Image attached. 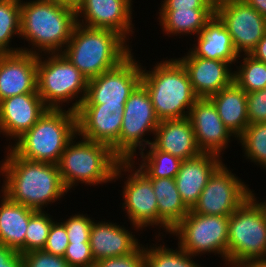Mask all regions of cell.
Instances as JSON below:
<instances>
[{"label": "cell", "mask_w": 266, "mask_h": 267, "mask_svg": "<svg viewBox=\"0 0 266 267\" xmlns=\"http://www.w3.org/2000/svg\"><path fill=\"white\" fill-rule=\"evenodd\" d=\"M223 157L213 153H201L183 160L175 176L176 187L186 207L191 210L207 185L209 177L223 163Z\"/></svg>", "instance_id": "cell-22"}, {"label": "cell", "mask_w": 266, "mask_h": 267, "mask_svg": "<svg viewBox=\"0 0 266 267\" xmlns=\"http://www.w3.org/2000/svg\"><path fill=\"white\" fill-rule=\"evenodd\" d=\"M55 5H60L77 12L84 0H48Z\"/></svg>", "instance_id": "cell-44"}, {"label": "cell", "mask_w": 266, "mask_h": 267, "mask_svg": "<svg viewBox=\"0 0 266 267\" xmlns=\"http://www.w3.org/2000/svg\"><path fill=\"white\" fill-rule=\"evenodd\" d=\"M38 93L15 95L0 101V134L17 141L48 110Z\"/></svg>", "instance_id": "cell-18"}, {"label": "cell", "mask_w": 266, "mask_h": 267, "mask_svg": "<svg viewBox=\"0 0 266 267\" xmlns=\"http://www.w3.org/2000/svg\"><path fill=\"white\" fill-rule=\"evenodd\" d=\"M87 213H79L71 215L68 219L61 218V221L66 228L69 243L89 242L90 230L94 218L88 217Z\"/></svg>", "instance_id": "cell-35"}, {"label": "cell", "mask_w": 266, "mask_h": 267, "mask_svg": "<svg viewBox=\"0 0 266 267\" xmlns=\"http://www.w3.org/2000/svg\"><path fill=\"white\" fill-rule=\"evenodd\" d=\"M152 66L146 70L142 65L141 83L150 95L159 121L188 117L198 97L183 64L177 58H167Z\"/></svg>", "instance_id": "cell-4"}, {"label": "cell", "mask_w": 266, "mask_h": 267, "mask_svg": "<svg viewBox=\"0 0 266 267\" xmlns=\"http://www.w3.org/2000/svg\"><path fill=\"white\" fill-rule=\"evenodd\" d=\"M229 216L189 213L171 230L177 245L192 256L207 253L222 258L227 263Z\"/></svg>", "instance_id": "cell-9"}, {"label": "cell", "mask_w": 266, "mask_h": 267, "mask_svg": "<svg viewBox=\"0 0 266 267\" xmlns=\"http://www.w3.org/2000/svg\"><path fill=\"white\" fill-rule=\"evenodd\" d=\"M15 36L20 38V0H0V54L21 51L11 47Z\"/></svg>", "instance_id": "cell-32"}, {"label": "cell", "mask_w": 266, "mask_h": 267, "mask_svg": "<svg viewBox=\"0 0 266 267\" xmlns=\"http://www.w3.org/2000/svg\"><path fill=\"white\" fill-rule=\"evenodd\" d=\"M252 267H266V256L261 257L255 260L252 264Z\"/></svg>", "instance_id": "cell-46"}, {"label": "cell", "mask_w": 266, "mask_h": 267, "mask_svg": "<svg viewBox=\"0 0 266 267\" xmlns=\"http://www.w3.org/2000/svg\"><path fill=\"white\" fill-rule=\"evenodd\" d=\"M249 0H216V2H248Z\"/></svg>", "instance_id": "cell-48"}, {"label": "cell", "mask_w": 266, "mask_h": 267, "mask_svg": "<svg viewBox=\"0 0 266 267\" xmlns=\"http://www.w3.org/2000/svg\"><path fill=\"white\" fill-rule=\"evenodd\" d=\"M254 192V190L252 191V196L257 200V202L262 206V208L264 209V211H265V213H266V199L265 200H261V198H260V200H258L257 199V197L255 196L256 194L255 193H253Z\"/></svg>", "instance_id": "cell-47"}, {"label": "cell", "mask_w": 266, "mask_h": 267, "mask_svg": "<svg viewBox=\"0 0 266 267\" xmlns=\"http://www.w3.org/2000/svg\"><path fill=\"white\" fill-rule=\"evenodd\" d=\"M227 166L223 162L213 172L191 211L203 215L230 216L252 195L253 189Z\"/></svg>", "instance_id": "cell-12"}, {"label": "cell", "mask_w": 266, "mask_h": 267, "mask_svg": "<svg viewBox=\"0 0 266 267\" xmlns=\"http://www.w3.org/2000/svg\"><path fill=\"white\" fill-rule=\"evenodd\" d=\"M266 256V213L251 195L230 216L227 265H251Z\"/></svg>", "instance_id": "cell-8"}, {"label": "cell", "mask_w": 266, "mask_h": 267, "mask_svg": "<svg viewBox=\"0 0 266 267\" xmlns=\"http://www.w3.org/2000/svg\"><path fill=\"white\" fill-rule=\"evenodd\" d=\"M196 37V43L190 44L193 47L189 49L195 56L229 62L232 66L236 63L239 55L227 28L216 14Z\"/></svg>", "instance_id": "cell-24"}, {"label": "cell", "mask_w": 266, "mask_h": 267, "mask_svg": "<svg viewBox=\"0 0 266 267\" xmlns=\"http://www.w3.org/2000/svg\"><path fill=\"white\" fill-rule=\"evenodd\" d=\"M133 2V0H84L76 12L77 23L91 28L112 29L129 43L130 35L132 38L135 33L132 22Z\"/></svg>", "instance_id": "cell-16"}, {"label": "cell", "mask_w": 266, "mask_h": 267, "mask_svg": "<svg viewBox=\"0 0 266 267\" xmlns=\"http://www.w3.org/2000/svg\"><path fill=\"white\" fill-rule=\"evenodd\" d=\"M247 3L266 18V0H249Z\"/></svg>", "instance_id": "cell-45"}, {"label": "cell", "mask_w": 266, "mask_h": 267, "mask_svg": "<svg viewBox=\"0 0 266 267\" xmlns=\"http://www.w3.org/2000/svg\"><path fill=\"white\" fill-rule=\"evenodd\" d=\"M85 267H100L97 263H94L92 265H89V266H85Z\"/></svg>", "instance_id": "cell-50"}, {"label": "cell", "mask_w": 266, "mask_h": 267, "mask_svg": "<svg viewBox=\"0 0 266 267\" xmlns=\"http://www.w3.org/2000/svg\"><path fill=\"white\" fill-rule=\"evenodd\" d=\"M242 58V59H241ZM240 60L241 62H239ZM233 74V81L246 93L266 88V63L250 54L239 55Z\"/></svg>", "instance_id": "cell-31"}, {"label": "cell", "mask_w": 266, "mask_h": 267, "mask_svg": "<svg viewBox=\"0 0 266 267\" xmlns=\"http://www.w3.org/2000/svg\"><path fill=\"white\" fill-rule=\"evenodd\" d=\"M98 221V222H97ZM93 220L89 243L95 262L109 257L124 256L134 252L141 243L123 224Z\"/></svg>", "instance_id": "cell-21"}, {"label": "cell", "mask_w": 266, "mask_h": 267, "mask_svg": "<svg viewBox=\"0 0 266 267\" xmlns=\"http://www.w3.org/2000/svg\"><path fill=\"white\" fill-rule=\"evenodd\" d=\"M155 237L158 240L156 244L150 245L149 248L148 244L144 245L142 267H204L193 260L196 258L195 256L185 252L179 246L174 250V248L172 249L164 245V242L163 245L159 243L163 240V236Z\"/></svg>", "instance_id": "cell-30"}, {"label": "cell", "mask_w": 266, "mask_h": 267, "mask_svg": "<svg viewBox=\"0 0 266 267\" xmlns=\"http://www.w3.org/2000/svg\"><path fill=\"white\" fill-rule=\"evenodd\" d=\"M152 182L158 205V235L171 230L189 213L176 187L175 178H148ZM161 228V229H160ZM165 230V231H164ZM163 235H160L162 234Z\"/></svg>", "instance_id": "cell-26"}, {"label": "cell", "mask_w": 266, "mask_h": 267, "mask_svg": "<svg viewBox=\"0 0 266 267\" xmlns=\"http://www.w3.org/2000/svg\"><path fill=\"white\" fill-rule=\"evenodd\" d=\"M0 267H23L22 254L0 244Z\"/></svg>", "instance_id": "cell-42"}, {"label": "cell", "mask_w": 266, "mask_h": 267, "mask_svg": "<svg viewBox=\"0 0 266 267\" xmlns=\"http://www.w3.org/2000/svg\"><path fill=\"white\" fill-rule=\"evenodd\" d=\"M63 258L70 267H85L96 263L89 242L69 243Z\"/></svg>", "instance_id": "cell-37"}, {"label": "cell", "mask_w": 266, "mask_h": 267, "mask_svg": "<svg viewBox=\"0 0 266 267\" xmlns=\"http://www.w3.org/2000/svg\"><path fill=\"white\" fill-rule=\"evenodd\" d=\"M158 125L159 119L155 115L150 95L140 82L131 92L124 106L119 134V159L130 161L137 153L152 144V141L147 140L145 136L149 133L154 136Z\"/></svg>", "instance_id": "cell-11"}, {"label": "cell", "mask_w": 266, "mask_h": 267, "mask_svg": "<svg viewBox=\"0 0 266 267\" xmlns=\"http://www.w3.org/2000/svg\"><path fill=\"white\" fill-rule=\"evenodd\" d=\"M249 124L266 122V88L247 93Z\"/></svg>", "instance_id": "cell-39"}, {"label": "cell", "mask_w": 266, "mask_h": 267, "mask_svg": "<svg viewBox=\"0 0 266 267\" xmlns=\"http://www.w3.org/2000/svg\"><path fill=\"white\" fill-rule=\"evenodd\" d=\"M77 24L76 12L48 0H20L21 51L36 55L61 53Z\"/></svg>", "instance_id": "cell-2"}, {"label": "cell", "mask_w": 266, "mask_h": 267, "mask_svg": "<svg viewBox=\"0 0 266 267\" xmlns=\"http://www.w3.org/2000/svg\"><path fill=\"white\" fill-rule=\"evenodd\" d=\"M237 140L245 159L266 170V122L249 124Z\"/></svg>", "instance_id": "cell-33"}, {"label": "cell", "mask_w": 266, "mask_h": 267, "mask_svg": "<svg viewBox=\"0 0 266 267\" xmlns=\"http://www.w3.org/2000/svg\"><path fill=\"white\" fill-rule=\"evenodd\" d=\"M215 105L223 124L236 137L249 125L247 113V93L234 81L209 97Z\"/></svg>", "instance_id": "cell-27"}, {"label": "cell", "mask_w": 266, "mask_h": 267, "mask_svg": "<svg viewBox=\"0 0 266 267\" xmlns=\"http://www.w3.org/2000/svg\"><path fill=\"white\" fill-rule=\"evenodd\" d=\"M125 105L81 104L76 111L77 134L109 146L119 158V134Z\"/></svg>", "instance_id": "cell-15"}, {"label": "cell", "mask_w": 266, "mask_h": 267, "mask_svg": "<svg viewBox=\"0 0 266 267\" xmlns=\"http://www.w3.org/2000/svg\"><path fill=\"white\" fill-rule=\"evenodd\" d=\"M186 53L177 59L185 67L198 98H209L233 82L234 69L229 62L204 59L190 50Z\"/></svg>", "instance_id": "cell-19"}, {"label": "cell", "mask_w": 266, "mask_h": 267, "mask_svg": "<svg viewBox=\"0 0 266 267\" xmlns=\"http://www.w3.org/2000/svg\"><path fill=\"white\" fill-rule=\"evenodd\" d=\"M230 267H252L251 265H230Z\"/></svg>", "instance_id": "cell-49"}, {"label": "cell", "mask_w": 266, "mask_h": 267, "mask_svg": "<svg viewBox=\"0 0 266 267\" xmlns=\"http://www.w3.org/2000/svg\"><path fill=\"white\" fill-rule=\"evenodd\" d=\"M250 55L257 60L266 63V32Z\"/></svg>", "instance_id": "cell-43"}, {"label": "cell", "mask_w": 266, "mask_h": 267, "mask_svg": "<svg viewBox=\"0 0 266 267\" xmlns=\"http://www.w3.org/2000/svg\"><path fill=\"white\" fill-rule=\"evenodd\" d=\"M133 54L115 68L89 79L86 97L81 104L125 105L141 82L142 64Z\"/></svg>", "instance_id": "cell-13"}, {"label": "cell", "mask_w": 266, "mask_h": 267, "mask_svg": "<svg viewBox=\"0 0 266 267\" xmlns=\"http://www.w3.org/2000/svg\"><path fill=\"white\" fill-rule=\"evenodd\" d=\"M68 245L69 241L65 225L59 220L57 222L56 219L50 227L43 251L63 257Z\"/></svg>", "instance_id": "cell-36"}, {"label": "cell", "mask_w": 266, "mask_h": 267, "mask_svg": "<svg viewBox=\"0 0 266 267\" xmlns=\"http://www.w3.org/2000/svg\"><path fill=\"white\" fill-rule=\"evenodd\" d=\"M188 118L197 145L203 153H213L222 157L232 138H236L223 124L209 98H198L191 107Z\"/></svg>", "instance_id": "cell-17"}, {"label": "cell", "mask_w": 266, "mask_h": 267, "mask_svg": "<svg viewBox=\"0 0 266 267\" xmlns=\"http://www.w3.org/2000/svg\"><path fill=\"white\" fill-rule=\"evenodd\" d=\"M5 149L6 156L0 161V176L4 178L0 191L10 200L44 211L67 195L57 164L29 161L10 147Z\"/></svg>", "instance_id": "cell-1"}, {"label": "cell", "mask_w": 266, "mask_h": 267, "mask_svg": "<svg viewBox=\"0 0 266 267\" xmlns=\"http://www.w3.org/2000/svg\"><path fill=\"white\" fill-rule=\"evenodd\" d=\"M23 256V267H70L61 256L43 250L30 251Z\"/></svg>", "instance_id": "cell-38"}, {"label": "cell", "mask_w": 266, "mask_h": 267, "mask_svg": "<svg viewBox=\"0 0 266 267\" xmlns=\"http://www.w3.org/2000/svg\"><path fill=\"white\" fill-rule=\"evenodd\" d=\"M152 145L181 160L192 159L202 153L188 117L160 120L152 138Z\"/></svg>", "instance_id": "cell-23"}, {"label": "cell", "mask_w": 266, "mask_h": 267, "mask_svg": "<svg viewBox=\"0 0 266 267\" xmlns=\"http://www.w3.org/2000/svg\"><path fill=\"white\" fill-rule=\"evenodd\" d=\"M87 84L88 79L62 53L37 55V93L49 109H64L72 103L68 109L76 112L86 97Z\"/></svg>", "instance_id": "cell-7"}, {"label": "cell", "mask_w": 266, "mask_h": 267, "mask_svg": "<svg viewBox=\"0 0 266 267\" xmlns=\"http://www.w3.org/2000/svg\"><path fill=\"white\" fill-rule=\"evenodd\" d=\"M137 163L136 160L120 161L113 177V182H116L124 174L127 175L121 189L123 202L120 204L125 211L123 214L127 213L132 230H137L136 233L143 228L158 226V205L152 182L136 168Z\"/></svg>", "instance_id": "cell-10"}, {"label": "cell", "mask_w": 266, "mask_h": 267, "mask_svg": "<svg viewBox=\"0 0 266 267\" xmlns=\"http://www.w3.org/2000/svg\"><path fill=\"white\" fill-rule=\"evenodd\" d=\"M135 157L132 160L138 159V162L140 161V164L138 163L136 167L147 178H175L183 162L178 157L157 150L152 144L147 149L136 154Z\"/></svg>", "instance_id": "cell-29"}, {"label": "cell", "mask_w": 266, "mask_h": 267, "mask_svg": "<svg viewBox=\"0 0 266 267\" xmlns=\"http://www.w3.org/2000/svg\"><path fill=\"white\" fill-rule=\"evenodd\" d=\"M159 24L167 36H197L215 9L159 10Z\"/></svg>", "instance_id": "cell-28"}, {"label": "cell", "mask_w": 266, "mask_h": 267, "mask_svg": "<svg viewBox=\"0 0 266 267\" xmlns=\"http://www.w3.org/2000/svg\"><path fill=\"white\" fill-rule=\"evenodd\" d=\"M25 93H37V55L0 54V101Z\"/></svg>", "instance_id": "cell-20"}, {"label": "cell", "mask_w": 266, "mask_h": 267, "mask_svg": "<svg viewBox=\"0 0 266 267\" xmlns=\"http://www.w3.org/2000/svg\"><path fill=\"white\" fill-rule=\"evenodd\" d=\"M112 29L76 24L70 41L61 52L88 80L111 70L133 51Z\"/></svg>", "instance_id": "cell-3"}, {"label": "cell", "mask_w": 266, "mask_h": 267, "mask_svg": "<svg viewBox=\"0 0 266 267\" xmlns=\"http://www.w3.org/2000/svg\"><path fill=\"white\" fill-rule=\"evenodd\" d=\"M0 244L25 254V235L36 210L13 202L0 192Z\"/></svg>", "instance_id": "cell-25"}, {"label": "cell", "mask_w": 266, "mask_h": 267, "mask_svg": "<svg viewBox=\"0 0 266 267\" xmlns=\"http://www.w3.org/2000/svg\"><path fill=\"white\" fill-rule=\"evenodd\" d=\"M144 245L141 244L134 252L117 257H109L96 262L100 267H142Z\"/></svg>", "instance_id": "cell-40"}, {"label": "cell", "mask_w": 266, "mask_h": 267, "mask_svg": "<svg viewBox=\"0 0 266 267\" xmlns=\"http://www.w3.org/2000/svg\"><path fill=\"white\" fill-rule=\"evenodd\" d=\"M215 14L227 28L238 55L250 54L266 32V18L247 2H216Z\"/></svg>", "instance_id": "cell-14"}, {"label": "cell", "mask_w": 266, "mask_h": 267, "mask_svg": "<svg viewBox=\"0 0 266 267\" xmlns=\"http://www.w3.org/2000/svg\"><path fill=\"white\" fill-rule=\"evenodd\" d=\"M77 134L76 112L66 108L48 109L44 115L10 147L19 157L58 164L68 142Z\"/></svg>", "instance_id": "cell-6"}, {"label": "cell", "mask_w": 266, "mask_h": 267, "mask_svg": "<svg viewBox=\"0 0 266 267\" xmlns=\"http://www.w3.org/2000/svg\"><path fill=\"white\" fill-rule=\"evenodd\" d=\"M120 161L109 146L76 134L68 142L57 165L65 188L71 192L79 183L90 187L111 183Z\"/></svg>", "instance_id": "cell-5"}, {"label": "cell", "mask_w": 266, "mask_h": 267, "mask_svg": "<svg viewBox=\"0 0 266 267\" xmlns=\"http://www.w3.org/2000/svg\"><path fill=\"white\" fill-rule=\"evenodd\" d=\"M55 221L50 213L36 211L29 219L25 235V253L35 250H43L50 227Z\"/></svg>", "instance_id": "cell-34"}, {"label": "cell", "mask_w": 266, "mask_h": 267, "mask_svg": "<svg viewBox=\"0 0 266 267\" xmlns=\"http://www.w3.org/2000/svg\"><path fill=\"white\" fill-rule=\"evenodd\" d=\"M159 10L215 9L216 0H162Z\"/></svg>", "instance_id": "cell-41"}]
</instances>
